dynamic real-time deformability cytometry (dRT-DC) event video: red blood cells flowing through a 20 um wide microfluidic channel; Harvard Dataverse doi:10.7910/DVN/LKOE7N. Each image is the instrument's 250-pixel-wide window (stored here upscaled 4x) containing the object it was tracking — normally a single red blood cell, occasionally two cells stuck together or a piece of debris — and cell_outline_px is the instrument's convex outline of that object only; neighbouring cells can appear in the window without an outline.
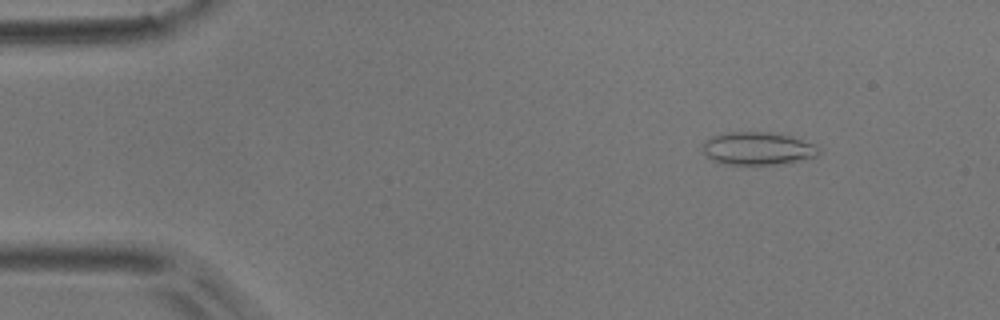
{"species": "common noctule bat (a hibernating species)", "species_latin": "Nyctalus noctula", "temperature_condition": "room temperature", "stored_images_in_passage": 8, "camera_frame_rate_fps": 3000, "um_per_image_px": 0.085, "animal": {"sex": "male", "body_mass_g": 17.9}, "frame": {"image": 1, "passage_image": 2, "time_ms": 1.0, "image_size_px": [1000, 320], "cell_outline_px": [[820, 152], [816, 156], [784, 164], [724, 164], [712, 160], [704, 156], [704, 140], [712, 136], [728, 132], [768, 132], [788, 136], [816, 144], [820, 148]], "centroid_in_image_um": [64.4, 12.63], "position_along_channel_um": 20.6, "area_um2": 22.2}}
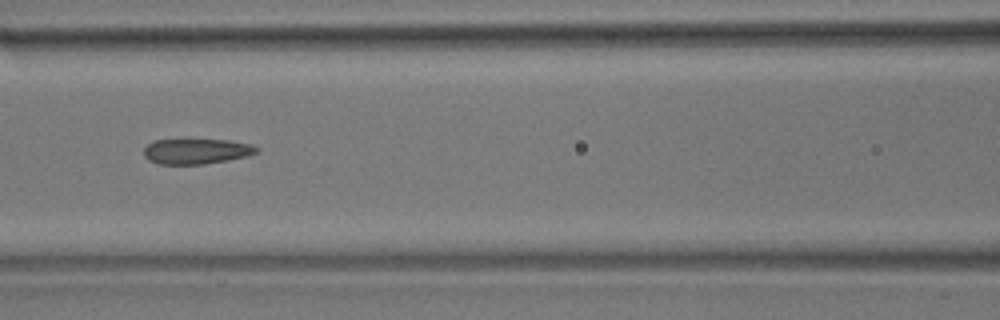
{"frame": {"image": 2, "passage_image": 7, "time_ms": 6.667, "image_size_px": [1000, 320], "cell_outline_px": [[260, 148], [256, 152], [248, 156], [228, 160], [204, 164], [160, 164], [148, 160], [144, 156], [144, 148], [148, 144], [156, 140], [228, 140], [252, 144]], "centroid_in_image_um": [16.71, 12.86], "position_along_channel_um": 149.9, "area_um2": 16.59}}
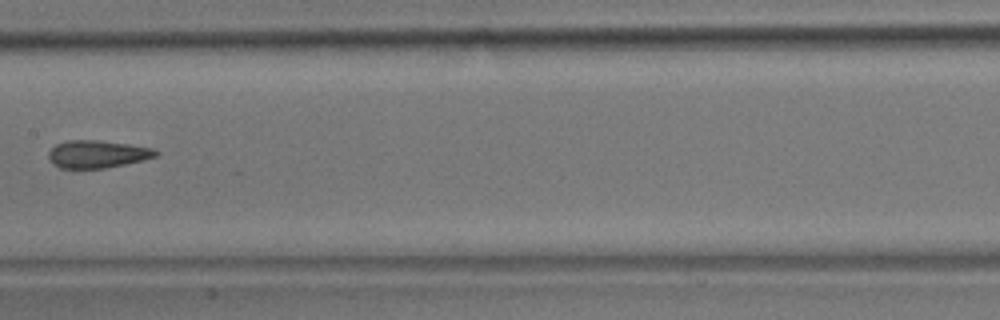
{"frame": {"image": 3, "passage_image": 8, "time_ms": 8.0, "image_size_px": [1000, 320], "cell_outline_px": [[160, 152], [156, 156], [144, 160], [104, 168], [60, 168], [52, 164], [48, 160], [48, 152], [56, 144], [68, 140], [100, 140], [128, 144], [152, 148]], "centroid_in_image_um": [8.25, 13.1], "position_along_channel_um": 199.2, "area_um2": 17.28}}